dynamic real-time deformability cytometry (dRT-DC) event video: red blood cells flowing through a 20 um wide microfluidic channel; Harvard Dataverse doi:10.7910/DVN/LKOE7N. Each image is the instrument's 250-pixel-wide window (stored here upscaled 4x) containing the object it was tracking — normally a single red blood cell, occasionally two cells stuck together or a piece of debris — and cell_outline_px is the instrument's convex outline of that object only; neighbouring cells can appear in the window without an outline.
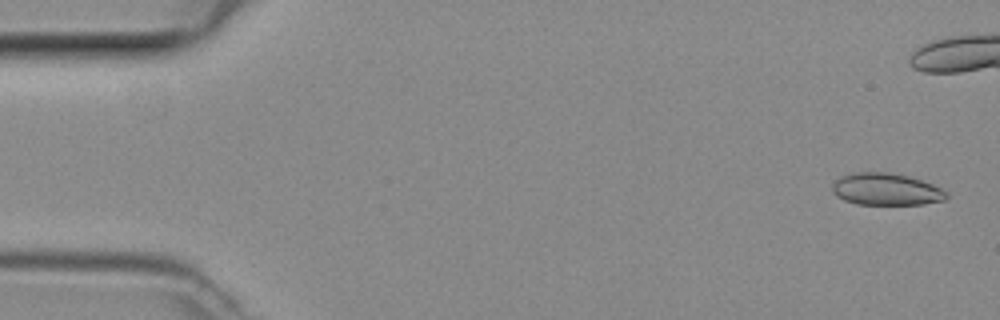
{"species": "common noctule bat (a hibernating species)", "species_latin": "Nyctalus noctula", "temperature_condition": "room temperature", "stored_images_in_passage": 38, "camera_frame_rate_fps": 3000, "um_per_image_px": 0.085, "animal": {"sex": "female", "body_mass_g": 29.2, "forearm_length_mm": 56.3}, "frame": {"image": 1, "passage_image": 2, "time_ms": 0.333, "image_size_px": [1000, 320], "cell_outline_px": [[948, 196], [944, 200], [924, 204], [856, 204], [844, 200], [836, 196], [832, 192], [832, 184], [840, 176], [856, 172], [888, 172], [908, 176], [932, 184], [948, 192]], "centroid_in_image_um": [75.3, 16.09], "position_along_channel_um": 9.7, "area_um2": 21.33}}
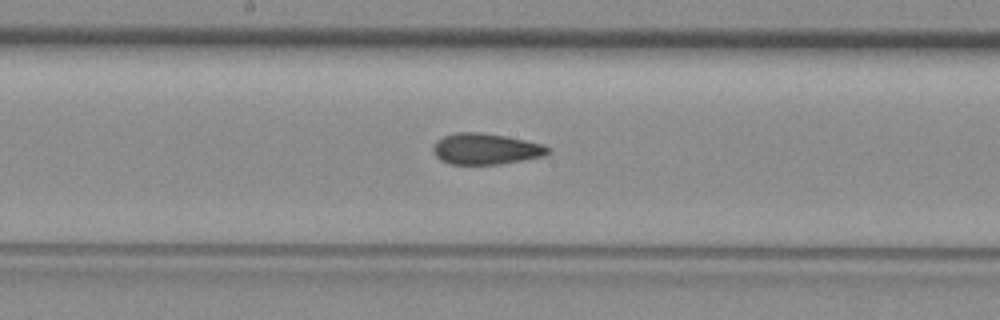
{"frame": {"image": 2, "passage_image": 25, "time_ms": 8.0, "image_size_px": [1000, 320], "cell_outline_px": [[552, 152], [544, 156], [500, 164], [452, 164], [440, 160], [432, 152], [432, 148], [436, 140], [444, 136], [456, 132], [480, 132], [504, 136], [544, 144]], "centroid_in_image_um": [41.27, 12.66], "position_along_channel_um": 206.9, "area_um2": 20.81}}
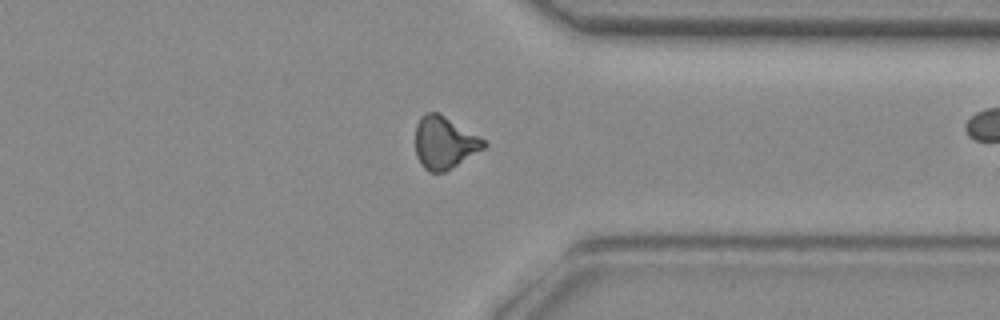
{"frame": {"image": 3, "passage_image": 37, "time_ms": 12.0, "image_size_px": [1000, 320], "cell_outline_px": [[488, 144], [484, 148], [444, 172], [428, 172], [424, 168], [416, 156], [416, 124], [420, 116], [424, 112], [436, 112], [444, 116], [484, 140]], "centroid_in_image_um": [37.73, 12.13], "position_along_channel_um": 373.7, "area_um2": 20.46}}